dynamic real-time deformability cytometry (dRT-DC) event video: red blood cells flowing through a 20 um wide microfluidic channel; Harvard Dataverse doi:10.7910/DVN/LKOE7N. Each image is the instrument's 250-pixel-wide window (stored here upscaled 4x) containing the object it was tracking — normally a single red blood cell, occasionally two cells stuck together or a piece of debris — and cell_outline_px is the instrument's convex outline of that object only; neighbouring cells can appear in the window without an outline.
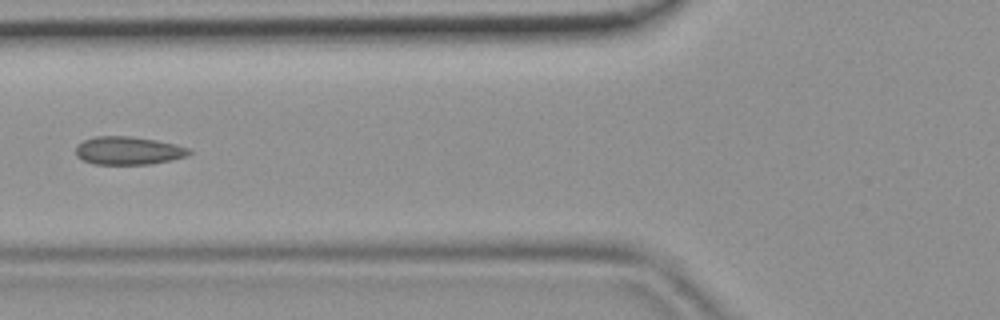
{"species": "common noctule bat (a hibernating species)", "species_latin": "Nyctalus noctula", "temperature_condition": "room temperature", "stored_images_in_passage": 46, "camera_frame_rate_fps": 3000, "um_per_image_px": 0.085, "animal": {"sex": "female", "body_mass_g": 19.9}, "frame": {"image": 1, "passage_image": 18, "time_ms": 5.667, "image_size_px": [1000, 320], "cell_outline_px": [[192, 152], [184, 156], [152, 164], [92, 164], [76, 156], [76, 144], [84, 140], [96, 136], [132, 136], [156, 140], [188, 148]], "centroid_in_image_um": [10.84, 12.8], "position_along_channel_um": 115.0, "area_um2": 18.38}}
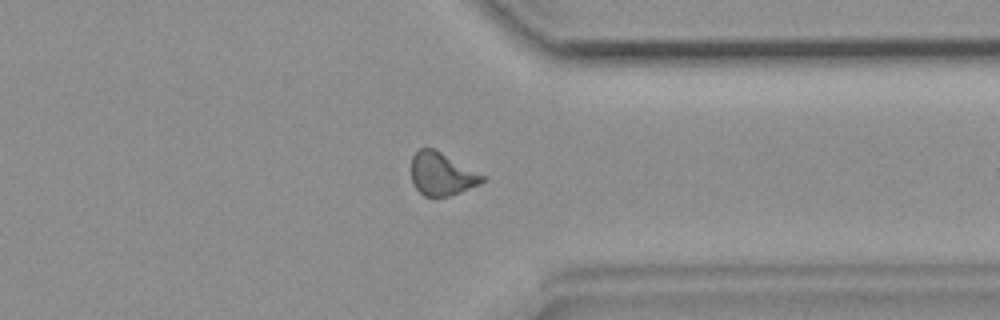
{"frame": {"image": 2, "passage_image": 36, "time_ms": 11.667, "image_size_px": [1000, 320], "cell_outline_px": [[488, 176], [480, 184], [460, 192], [448, 196], [424, 196], [416, 188], [412, 180], [412, 156], [420, 148], [432, 148]], "centroid_in_image_um": [37.58, 14.79], "position_along_channel_um": 373.8, "area_um2": 17.63}}
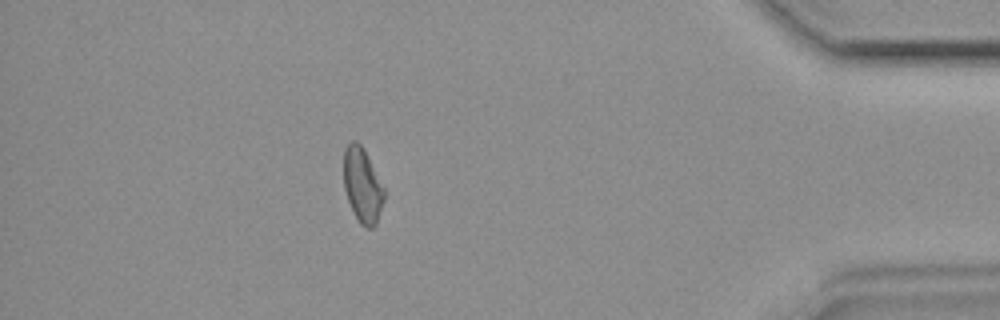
{"frame": {"image": 3, "passage_image": 41, "time_ms": 13.333, "image_size_px": [1000, 320], "cell_outline_px": [[384, 200], [376, 224], [372, 228], [368, 228], [360, 224], [348, 200], [344, 188], [344, 148], [352, 140], [356, 140], [364, 148], [384, 188]], "centroid_in_image_um": [30.8, 15.72], "position_along_channel_um": 404.4, "area_um2": 17.46}}